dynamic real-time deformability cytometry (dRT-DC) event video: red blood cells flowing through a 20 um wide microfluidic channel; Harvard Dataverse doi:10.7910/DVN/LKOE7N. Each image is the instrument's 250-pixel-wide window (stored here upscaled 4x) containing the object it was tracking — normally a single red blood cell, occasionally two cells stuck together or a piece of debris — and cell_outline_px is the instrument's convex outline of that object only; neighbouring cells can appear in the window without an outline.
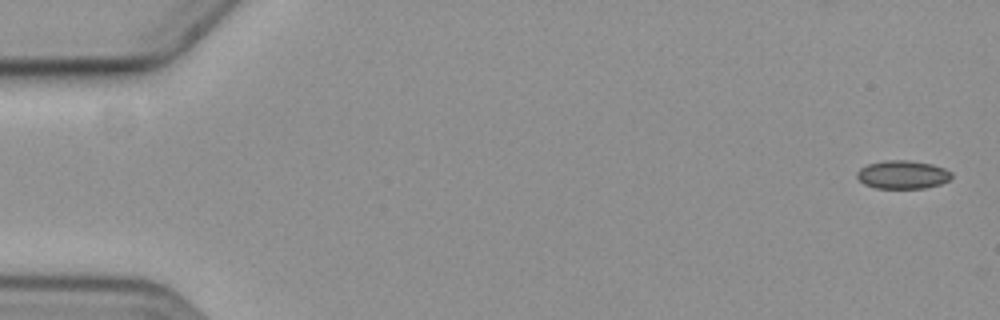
{"species": "common noctule bat (a hibernating species)", "species_latin": "Nyctalus noctula", "temperature_condition": "cold", "stored_images_in_passage": 3, "camera_frame_rate_fps": 3000, "um_per_image_px": 0.085, "animal": {"sex": "female", "body_mass_g": 19.3, "forearm_length_mm": 54.1}, "frame": {"image": 1, "passage_image": 1, "time_ms": 0.0, "image_size_px": [1000, 320], "cell_outline_px": [[952, 176], [948, 180], [940, 184], [924, 188], [876, 188], [864, 184], [856, 176], [856, 172], [860, 168], [868, 164], [884, 160], [908, 160], [932, 164], [944, 168], [952, 172]], "centroid_in_image_um": [76.71, 14.84], "position_along_channel_um": 8.3, "area_um2": 15.61}}